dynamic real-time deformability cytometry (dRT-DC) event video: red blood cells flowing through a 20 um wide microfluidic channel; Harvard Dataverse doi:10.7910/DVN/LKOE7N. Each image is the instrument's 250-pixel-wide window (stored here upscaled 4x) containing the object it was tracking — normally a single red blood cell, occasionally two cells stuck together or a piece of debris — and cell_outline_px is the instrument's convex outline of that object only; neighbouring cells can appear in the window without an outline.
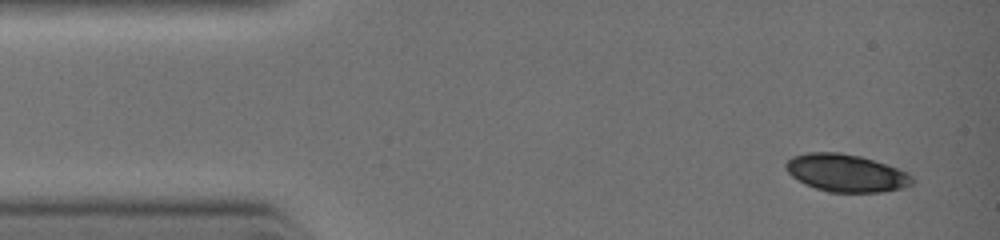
{"species": "common noctule bat (a hibernating species)", "species_latin": "Nyctalus noctula", "temperature_condition": "warm", "stored_images_in_passage": 9, "camera_frame_rate_fps": 3000, "um_per_image_px": 0.085, "animal": {"sex": "female", "body_mass_g": 19.0, "forearm_length_mm": 51.5}, "frame": {"image": 1, "passage_image": 1, "time_ms": 0.0, "image_size_px": [1000, 240], "cell_outline_px": [[912, 184], [900, 188], [880, 192], [828, 192], [804, 184], [792, 176], [788, 172], [784, 164], [792, 156], [808, 152], [836, 152], [860, 156], [896, 168], [904, 172], [912, 180]], "centroid_in_image_um": [71.83, 14.7], "position_along_channel_um": 13.2, "area_um2": 27.17}}
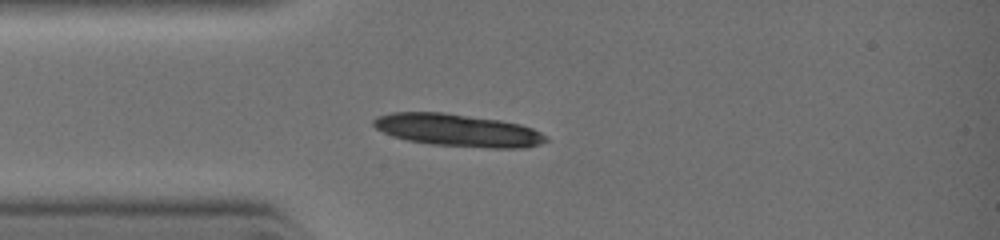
{"frame": {"image": 2, "passage_image": 7, "time_ms": 2.0, "image_size_px": [1000, 240], "cell_outline_px": [[548, 140], [540, 144], [524, 148], [492, 148], [432, 144], [408, 140], [392, 136], [376, 128], [372, 124], [372, 120], [380, 116], [392, 112], [444, 112], [500, 120], [520, 124], [532, 128], [540, 132]], "centroid_in_image_um": [38.91, 11.07], "position_along_channel_um": 46.1, "area_um2": 32.43}}